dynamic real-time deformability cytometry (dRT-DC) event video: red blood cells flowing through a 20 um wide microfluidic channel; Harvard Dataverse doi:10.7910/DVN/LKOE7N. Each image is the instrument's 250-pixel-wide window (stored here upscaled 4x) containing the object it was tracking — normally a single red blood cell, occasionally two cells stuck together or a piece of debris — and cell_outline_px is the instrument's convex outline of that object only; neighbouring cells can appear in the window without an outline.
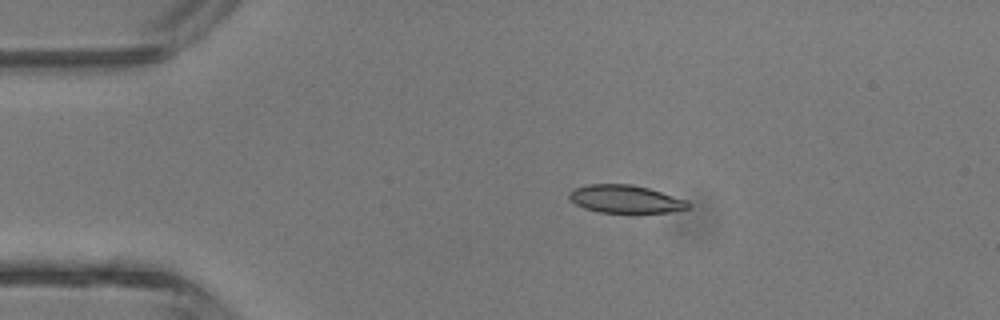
{"species": "common noctule bat (a hibernating species)", "species_latin": "Nyctalus noctula", "temperature_condition": "room temperature", "stored_images_in_passage": 3, "camera_frame_rate_fps": 3000, "um_per_image_px": 0.085, "animal": {"sex": "male", "body_mass_g": 13.3}, "frame": {"image": 1, "passage_image": 2, "time_ms": 2.0, "image_size_px": [1000, 320], "cell_outline_px": [[688, 208], [672, 212], [600, 212], [584, 208], [576, 204], [568, 196], [568, 192], [572, 188], [588, 184], [632, 184], [648, 188], [688, 200]], "centroid_in_image_um": [53.13, 16.91], "position_along_channel_um": 31.9, "area_um2": 19.25}}